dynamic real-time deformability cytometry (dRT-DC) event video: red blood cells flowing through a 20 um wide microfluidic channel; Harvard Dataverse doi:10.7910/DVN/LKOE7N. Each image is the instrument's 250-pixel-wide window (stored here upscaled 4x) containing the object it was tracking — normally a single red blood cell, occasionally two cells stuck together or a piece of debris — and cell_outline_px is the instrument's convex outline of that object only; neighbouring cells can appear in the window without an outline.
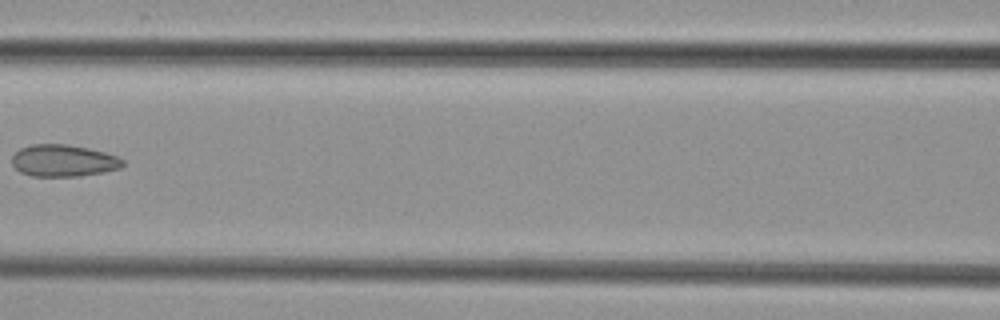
{"species": "common noctule bat (a hibernating species)", "species_latin": "Nyctalus noctula", "temperature_condition": "cold", "stored_images_in_passage": 8, "camera_frame_rate_fps": 3000, "um_per_image_px": 0.085, "animal": {"sex": "female", "body_mass_g": 29.2, "forearm_length_mm": 56.3}, "frame": {"image": 1, "passage_image": 7, "time_ms": 8.333, "image_size_px": [1000, 320], "cell_outline_px": [[124, 164], [120, 168], [104, 172], [80, 176], [32, 176], [20, 172], [12, 164], [12, 156], [20, 148], [32, 144], [68, 144], [88, 148], [104, 152], [116, 156], [124, 160]], "centroid_in_image_um": [5.39, 13.65], "position_along_channel_um": 161.2, "area_um2": 20.63}}
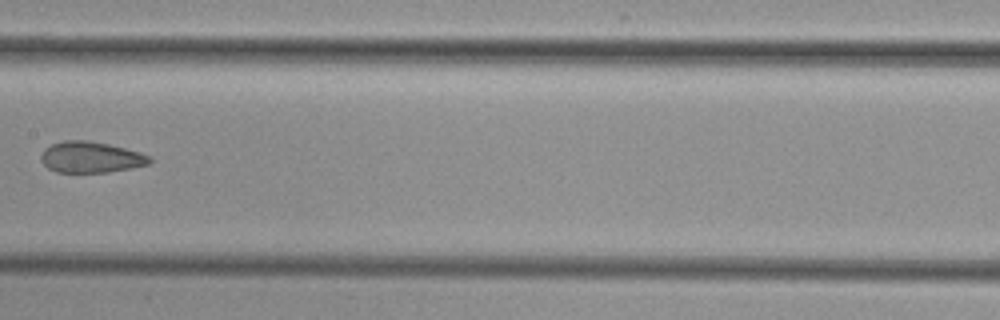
{"frame": {"image": 2, "passage_image": 8, "time_ms": 9.333, "image_size_px": [1000, 320], "cell_outline_px": [[152, 160], [148, 164], [132, 168], [108, 172], [56, 172], [48, 168], [40, 160], [40, 156], [44, 148], [52, 144], [64, 140], [88, 140], [108, 144], [140, 152], [152, 156]], "centroid_in_image_um": [7.71, 13.36], "position_along_channel_um": 199.7, "area_um2": 19.77}}